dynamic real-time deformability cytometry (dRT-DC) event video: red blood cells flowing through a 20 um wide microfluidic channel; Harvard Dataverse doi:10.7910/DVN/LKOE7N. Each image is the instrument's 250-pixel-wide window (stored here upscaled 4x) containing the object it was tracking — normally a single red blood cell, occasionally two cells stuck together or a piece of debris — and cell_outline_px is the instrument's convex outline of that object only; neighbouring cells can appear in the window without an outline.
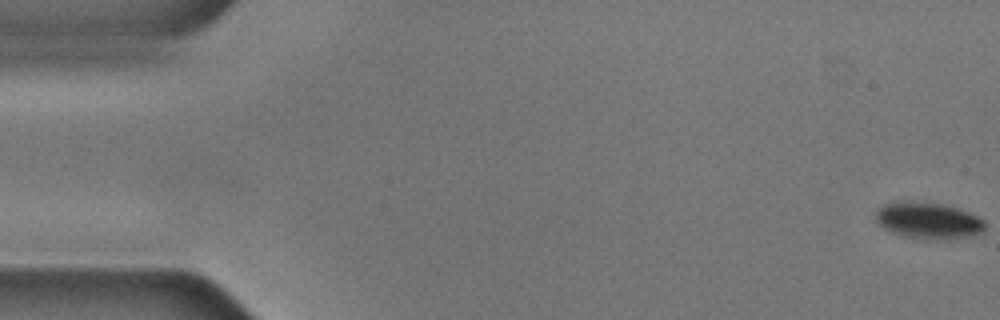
{"species": "common noctule bat (a hibernating species)", "species_latin": "Nyctalus noctula", "temperature_condition": "cold", "stored_images_in_passage": 56, "camera_frame_rate_fps": 3000, "um_per_image_px": 0.085, "animal": {"sex": "male", "body_mass_g": 17.9, "forearm_length_mm": 54.2}, "frame": {"image": 1, "passage_image": 1, "time_ms": 0.0, "image_size_px": [1000, 320], "cell_outline_px": [[984, 232], [972, 236], [936, 240], [904, 236], [892, 232], [884, 228], [876, 220], [876, 208], [892, 200], [916, 200], [944, 204], [960, 208], [984, 220]], "centroid_in_image_um": [78.88, 18.71], "position_along_channel_um": 6.1, "area_um2": 23.7}}
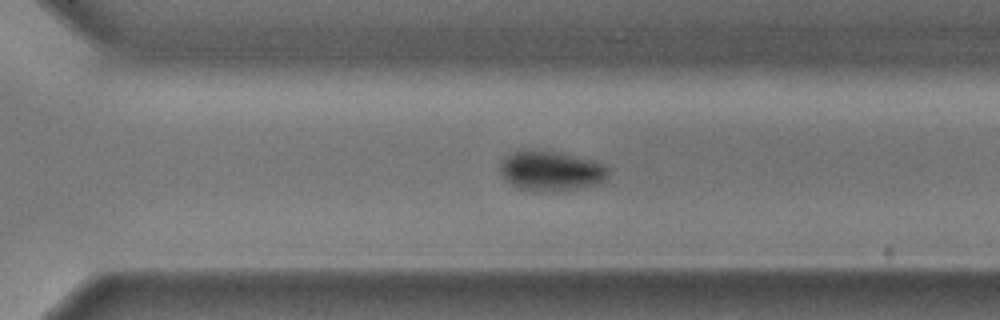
{"frame": {"image": 2, "passage_image": 39, "time_ms": 12.667, "image_size_px": [1000, 320], "cell_outline_px": [[612, 172], [600, 184], [556, 192], [552, 192], [520, 188], [504, 180], [500, 172], [500, 160], [504, 156], [516, 148], [524, 148], [552, 152], [596, 160], [604, 164]], "centroid_in_image_um": [46.82, 14.5], "position_along_channel_um": 323.8, "area_um2": 25.72}}
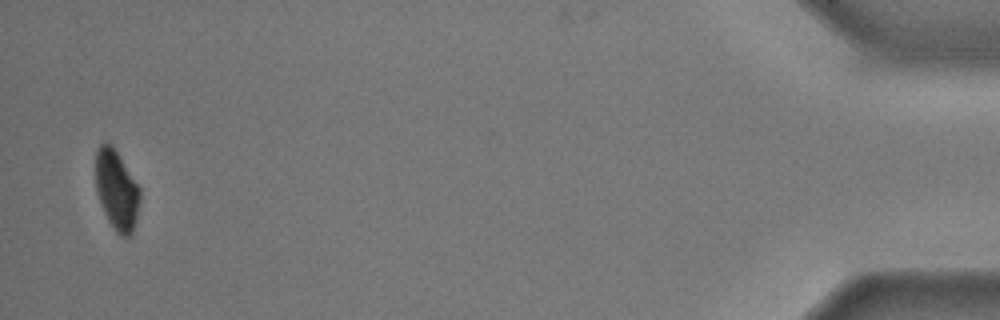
{"frame": {"image": 3, "passage_image": 55, "time_ms": 18.0, "image_size_px": [1000, 320], "cell_outline_px": [[140, 200], [132, 232], [128, 236], [120, 236], [116, 232], [108, 220], [104, 212], [96, 188], [96, 152], [100, 144], [104, 140], [112, 144], [140, 188]], "centroid_in_image_um": [9.91, 16.11], "position_along_channel_um": 425.3, "area_um2": 20.35}, "authors_computed_cell_mechanics": {"area_um2": 25.6632, "velocity_mm_per_s": 3.5627, "shape_relaxation_time_tau1_ms": 1.7565, "shape_relaxation_time_tau2_ms": null, "deformation_change_tau1": 0.0797, "deformation_change_tau2": null}}